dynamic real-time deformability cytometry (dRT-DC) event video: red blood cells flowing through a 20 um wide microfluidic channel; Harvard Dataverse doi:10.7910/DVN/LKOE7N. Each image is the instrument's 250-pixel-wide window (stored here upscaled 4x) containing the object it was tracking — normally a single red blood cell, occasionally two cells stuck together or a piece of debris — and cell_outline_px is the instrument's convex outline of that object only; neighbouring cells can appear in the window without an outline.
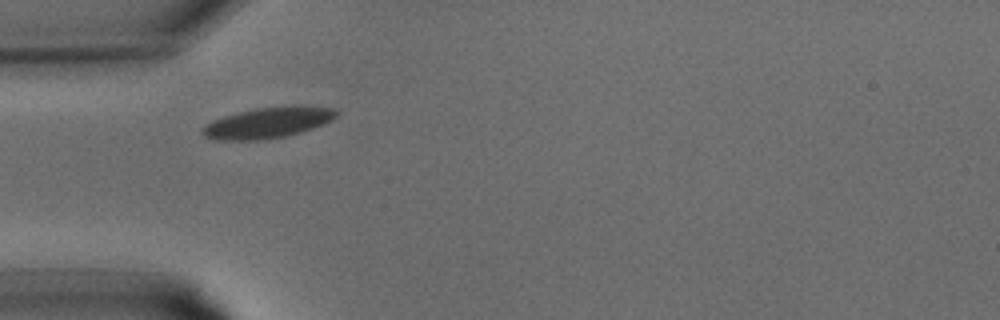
{"species": "common noctule bat (a hibernating species)", "species_latin": "Nyctalus noctula", "temperature_condition": "warm", "stored_images_in_passage": 7, "camera_frame_rate_fps": 3000, "um_per_image_px": 0.085, "animal": {"sex": "male", "body_mass_g": 15.6}, "frame": {"image": 1, "passage_image": 1, "time_ms": 0.0, "image_size_px": [1000, 320], "cell_outline_px": [[340, 112], [332, 120], [324, 124], [300, 132], [284, 136], [256, 140], [212, 140], [204, 136], [200, 132], [200, 128], [204, 124], [212, 120], [224, 116], [256, 108], [292, 104], [336, 108]], "centroid_in_image_um": [22.77, 10.41], "position_along_channel_um": 62.2, "area_um2": 24.45}}
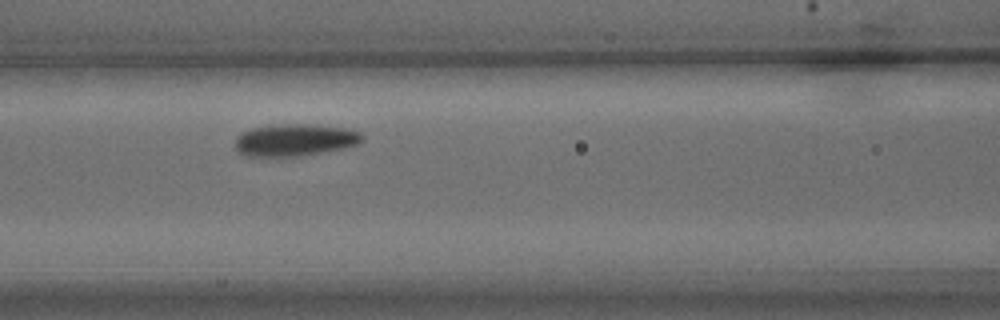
{"frame": {"image": 2, "passage_image": 5, "time_ms": 1.333, "image_size_px": [1000, 320], "cell_outline_px": [[364, 140], [360, 144], [344, 148], [300, 156], [244, 156], [236, 152], [236, 136], [240, 132], [252, 128], [280, 124], [316, 124], [344, 128], [360, 132], [364, 136]], "centroid_in_image_um": [25.07, 11.9], "position_along_channel_um": 141.5, "area_um2": 24.04}}
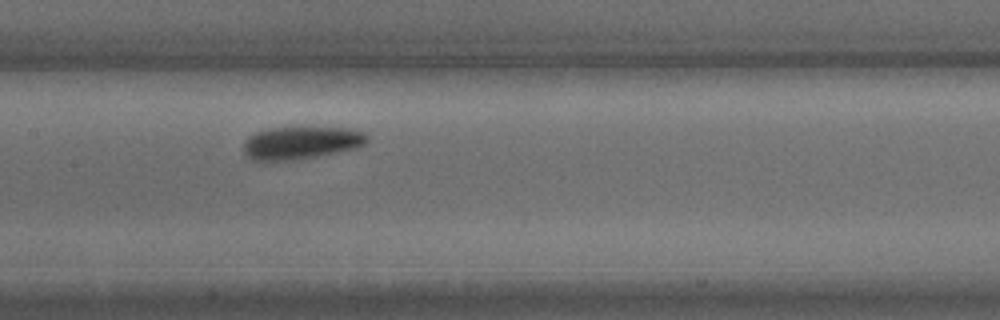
{"frame": {"image": 3, "passage_image": 7, "time_ms": 2.0, "image_size_px": [1000, 320], "cell_outline_px": [[368, 140], [364, 144], [356, 148], [316, 156], [292, 160], [252, 160], [244, 152], [244, 140], [248, 136], [256, 132], [268, 128], [352, 128], [364, 132], [368, 136]], "centroid_in_image_um": [25.59, 12.13], "position_along_channel_um": 181.8, "area_um2": 23.29}}